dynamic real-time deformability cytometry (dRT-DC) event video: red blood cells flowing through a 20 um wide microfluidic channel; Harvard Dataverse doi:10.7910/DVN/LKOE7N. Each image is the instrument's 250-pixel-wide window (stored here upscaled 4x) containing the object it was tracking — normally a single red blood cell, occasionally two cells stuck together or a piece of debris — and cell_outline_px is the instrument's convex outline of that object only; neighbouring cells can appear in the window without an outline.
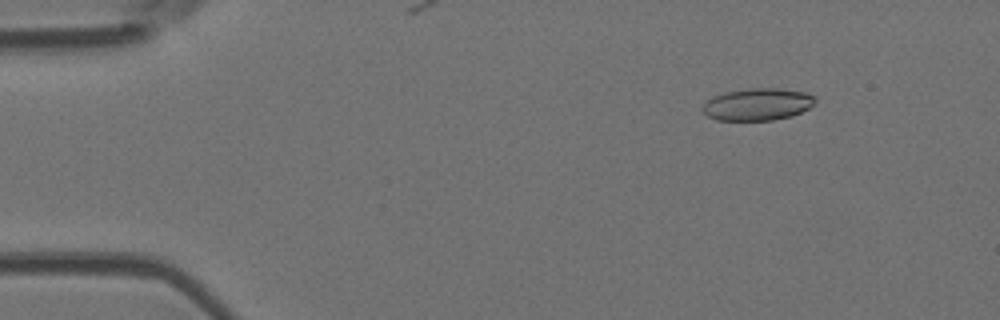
{"species": "Egyptian fruit bat (a non-hibernating species)", "species_latin": "Rousettus aegyptiacus", "temperature_condition": "room temperature", "stored_images_in_passage": 4, "camera_frame_rate_fps": 3000, "um_per_image_px": 0.085, "animal": {"sex": "female"}, "frame": {"image": 1, "passage_image": 2, "time_ms": 1.0, "image_size_px": [1000, 320], "cell_outline_px": [[816, 100], [808, 108], [792, 116], [772, 120], [716, 120], [708, 116], [704, 112], [704, 104], [712, 96], [724, 92], [748, 88], [776, 88], [804, 92], [816, 96]], "centroid_in_image_um": [64.39, 8.86], "position_along_channel_um": 20.6, "area_um2": 20.98}}